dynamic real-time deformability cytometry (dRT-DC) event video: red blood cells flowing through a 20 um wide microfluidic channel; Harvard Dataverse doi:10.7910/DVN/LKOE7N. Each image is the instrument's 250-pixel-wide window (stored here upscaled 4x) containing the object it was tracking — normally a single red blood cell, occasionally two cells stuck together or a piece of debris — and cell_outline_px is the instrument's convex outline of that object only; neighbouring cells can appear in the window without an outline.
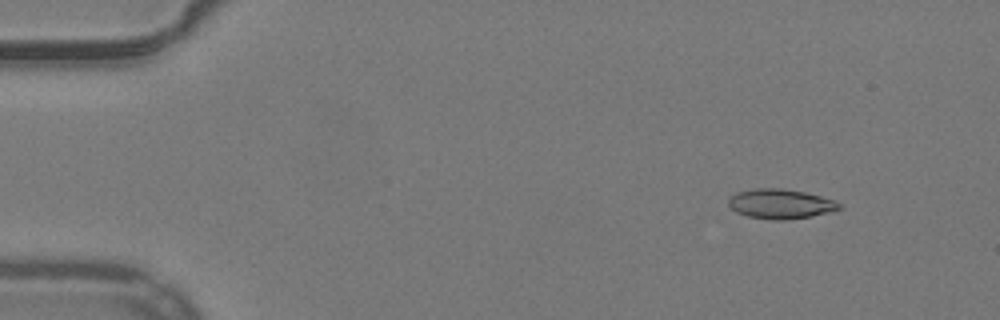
{"species": "common noctule bat (a hibernating species)", "species_latin": "Nyctalus noctula", "temperature_condition": "warm", "stored_images_in_passage": 52, "camera_frame_rate_fps": 3000, "um_per_image_px": 0.085, "animal": {"sex": "male", "body_mass_g": 19.2, "forearm_length_mm": 51.8}, "frame": {"image": 1, "passage_image": 6, "time_ms": 1.667, "image_size_px": [1000, 320], "cell_outline_px": [[844, 208], [832, 212], [812, 216], [784, 220], [772, 220], [748, 216], [736, 212], [728, 204], [728, 196], [736, 192], [756, 188], [780, 188], [804, 192], [836, 200]], "centroid_in_image_um": [66.36, 17.33], "position_along_channel_um": 18.6, "area_um2": 19.36}}
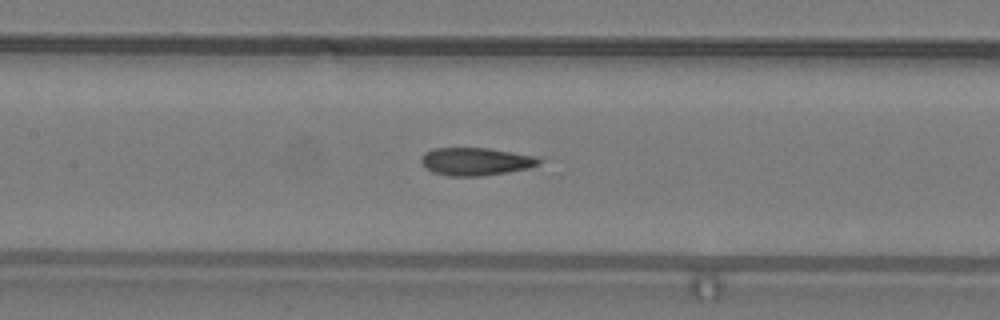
{"frame": {"image": 2, "passage_image": 25, "time_ms": 8.0, "image_size_px": [1000, 320], "cell_outline_px": [[544, 160], [540, 164], [528, 168], [508, 172], [480, 176], [452, 176], [432, 172], [424, 168], [420, 160], [424, 152], [432, 148], [488, 148], [536, 156]], "centroid_in_image_um": [40.43, 13.72], "position_along_channel_um": 167.0, "area_um2": 19.25}}
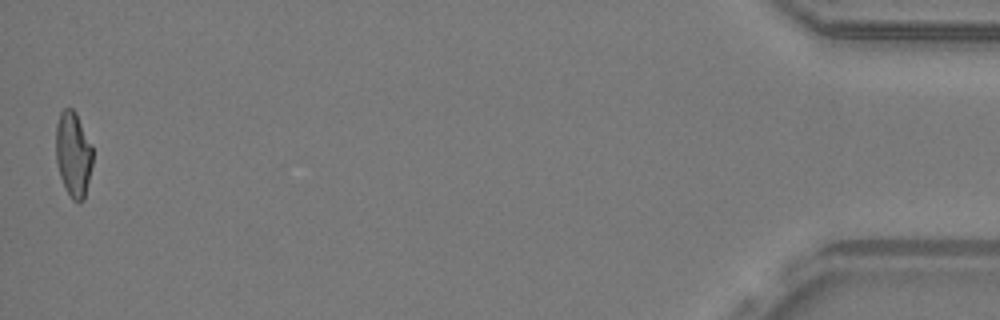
{"frame": {"image": 3, "passage_image": 52, "time_ms": 17.0, "image_size_px": [1000, 320], "cell_outline_px": [[92, 164], [84, 200], [80, 204], [72, 200], [60, 176], [56, 160], [56, 124], [60, 112], [64, 108], [72, 108], [76, 112], [92, 144]], "centroid_in_image_um": [6.23, 13.09], "position_along_channel_um": 429.0, "area_um2": 18.38}, "authors_computed_cell_mechanics": {"area_um2": 19.0451, "velocity_mm_per_s": 3.9698, "shape_relaxation_time_tau1_ms": null, "shape_relaxation_time_tau2_ms": 2.1979, "deformation_change_tau1": null, "deformation_change_tau2": 0.0956}}